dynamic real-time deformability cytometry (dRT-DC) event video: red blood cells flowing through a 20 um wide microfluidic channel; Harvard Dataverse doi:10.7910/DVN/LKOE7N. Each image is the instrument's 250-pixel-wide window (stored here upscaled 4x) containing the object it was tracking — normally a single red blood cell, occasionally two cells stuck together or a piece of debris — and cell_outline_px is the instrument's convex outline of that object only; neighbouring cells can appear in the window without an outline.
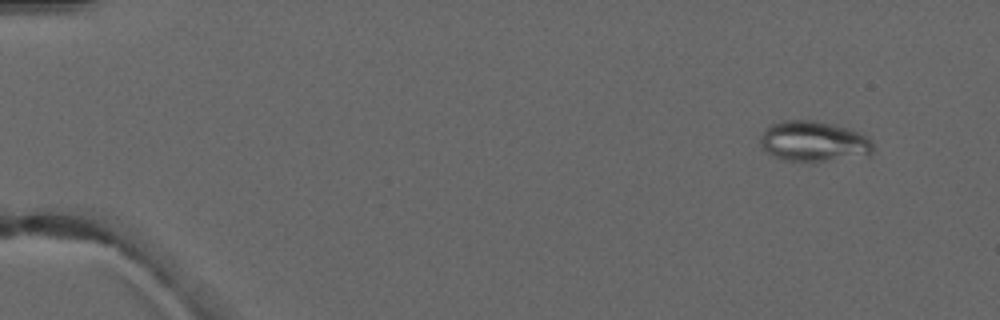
{"species": "common noctule bat (a hibernating species)", "species_latin": "Nyctalus noctula", "temperature_condition": "warm", "stored_images_in_passage": 5, "camera_frame_rate_fps": 3000, "um_per_image_px": 0.085, "animal": {"sex": "male", "forearm_length_mm": 52.5}, "frame": {"image": 1, "passage_image": 2, "time_ms": 1.333, "image_size_px": [1000, 320], "cell_outline_px": [[872, 152], [868, 156], [824, 160], [784, 160], [772, 156], [760, 148], [760, 136], [764, 128], [772, 124], [784, 120], [816, 120], [836, 124], [848, 128], [868, 136], [872, 140]], "centroid_in_image_um": [69.14, 11.99], "position_along_channel_um": 15.9, "area_um2": 26.76}}